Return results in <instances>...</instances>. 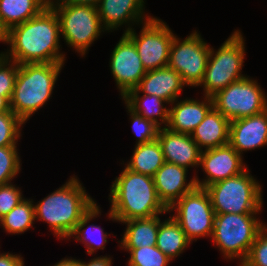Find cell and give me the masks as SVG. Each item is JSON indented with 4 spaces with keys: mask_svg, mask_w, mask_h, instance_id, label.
Returning a JSON list of instances; mask_svg holds the SVG:
<instances>
[{
    "mask_svg": "<svg viewBox=\"0 0 267 266\" xmlns=\"http://www.w3.org/2000/svg\"><path fill=\"white\" fill-rule=\"evenodd\" d=\"M164 163L162 148L156 139L136 145L130 161L125 166L131 171L153 177Z\"/></svg>",
    "mask_w": 267,
    "mask_h": 266,
    "instance_id": "cell-25",
    "label": "cell"
},
{
    "mask_svg": "<svg viewBox=\"0 0 267 266\" xmlns=\"http://www.w3.org/2000/svg\"><path fill=\"white\" fill-rule=\"evenodd\" d=\"M49 6L57 14L60 34L66 44L84 56L101 32L107 31L100 20L97 8L49 0Z\"/></svg>",
    "mask_w": 267,
    "mask_h": 266,
    "instance_id": "cell-8",
    "label": "cell"
},
{
    "mask_svg": "<svg viewBox=\"0 0 267 266\" xmlns=\"http://www.w3.org/2000/svg\"><path fill=\"white\" fill-rule=\"evenodd\" d=\"M204 100L176 99L169 108V122L167 128L183 134H191L192 131L204 120L207 113L213 108V99L204 96ZM174 104V106H173Z\"/></svg>",
    "mask_w": 267,
    "mask_h": 266,
    "instance_id": "cell-19",
    "label": "cell"
},
{
    "mask_svg": "<svg viewBox=\"0 0 267 266\" xmlns=\"http://www.w3.org/2000/svg\"><path fill=\"white\" fill-rule=\"evenodd\" d=\"M185 85L181 75L176 70L166 66L147 71L137 89L139 93L156 95L170 104L179 98Z\"/></svg>",
    "mask_w": 267,
    "mask_h": 266,
    "instance_id": "cell-20",
    "label": "cell"
},
{
    "mask_svg": "<svg viewBox=\"0 0 267 266\" xmlns=\"http://www.w3.org/2000/svg\"><path fill=\"white\" fill-rule=\"evenodd\" d=\"M257 214H216L211 239L226 259L242 264L264 223Z\"/></svg>",
    "mask_w": 267,
    "mask_h": 266,
    "instance_id": "cell-7",
    "label": "cell"
},
{
    "mask_svg": "<svg viewBox=\"0 0 267 266\" xmlns=\"http://www.w3.org/2000/svg\"><path fill=\"white\" fill-rule=\"evenodd\" d=\"M23 199L19 187L12 183L0 185V218L9 213Z\"/></svg>",
    "mask_w": 267,
    "mask_h": 266,
    "instance_id": "cell-35",
    "label": "cell"
},
{
    "mask_svg": "<svg viewBox=\"0 0 267 266\" xmlns=\"http://www.w3.org/2000/svg\"><path fill=\"white\" fill-rule=\"evenodd\" d=\"M54 266H79V259L64 258L60 262L54 264Z\"/></svg>",
    "mask_w": 267,
    "mask_h": 266,
    "instance_id": "cell-39",
    "label": "cell"
},
{
    "mask_svg": "<svg viewBox=\"0 0 267 266\" xmlns=\"http://www.w3.org/2000/svg\"><path fill=\"white\" fill-rule=\"evenodd\" d=\"M126 109L128 110L127 112L130 113L129 115L132 121L133 132L138 138L136 140V145L156 140L160 127L153 121L148 120L140 114L135 113L127 105Z\"/></svg>",
    "mask_w": 267,
    "mask_h": 266,
    "instance_id": "cell-32",
    "label": "cell"
},
{
    "mask_svg": "<svg viewBox=\"0 0 267 266\" xmlns=\"http://www.w3.org/2000/svg\"><path fill=\"white\" fill-rule=\"evenodd\" d=\"M100 207L97 205V203L81 218V220L77 223L74 231L68 238V240L71 238V236H74V239L76 241L83 242V244L87 247V253L92 255L95 252H97L98 249L104 250L107 241V235L108 233H105L103 228H100L97 225H90L87 226L88 223H90L91 220H93L95 217H99V214L101 215ZM87 226V227H86ZM86 227V228H85ZM96 250V251H95Z\"/></svg>",
    "mask_w": 267,
    "mask_h": 266,
    "instance_id": "cell-27",
    "label": "cell"
},
{
    "mask_svg": "<svg viewBox=\"0 0 267 266\" xmlns=\"http://www.w3.org/2000/svg\"><path fill=\"white\" fill-rule=\"evenodd\" d=\"M18 67V63L4 57L3 52L0 53V96L9 101L13 95Z\"/></svg>",
    "mask_w": 267,
    "mask_h": 266,
    "instance_id": "cell-33",
    "label": "cell"
},
{
    "mask_svg": "<svg viewBox=\"0 0 267 266\" xmlns=\"http://www.w3.org/2000/svg\"><path fill=\"white\" fill-rule=\"evenodd\" d=\"M60 3H71L76 5H90L96 7L100 0H58Z\"/></svg>",
    "mask_w": 267,
    "mask_h": 266,
    "instance_id": "cell-38",
    "label": "cell"
},
{
    "mask_svg": "<svg viewBox=\"0 0 267 266\" xmlns=\"http://www.w3.org/2000/svg\"><path fill=\"white\" fill-rule=\"evenodd\" d=\"M49 6V0H0V23L7 32L39 15Z\"/></svg>",
    "mask_w": 267,
    "mask_h": 266,
    "instance_id": "cell-22",
    "label": "cell"
},
{
    "mask_svg": "<svg viewBox=\"0 0 267 266\" xmlns=\"http://www.w3.org/2000/svg\"><path fill=\"white\" fill-rule=\"evenodd\" d=\"M60 23L55 11L46 7L39 15L6 32L10 49L3 56L18 64L64 63L60 53Z\"/></svg>",
    "mask_w": 267,
    "mask_h": 266,
    "instance_id": "cell-1",
    "label": "cell"
},
{
    "mask_svg": "<svg viewBox=\"0 0 267 266\" xmlns=\"http://www.w3.org/2000/svg\"><path fill=\"white\" fill-rule=\"evenodd\" d=\"M126 230L120 241L121 248L155 246L159 228V215L150 218L126 220Z\"/></svg>",
    "mask_w": 267,
    "mask_h": 266,
    "instance_id": "cell-23",
    "label": "cell"
},
{
    "mask_svg": "<svg viewBox=\"0 0 267 266\" xmlns=\"http://www.w3.org/2000/svg\"><path fill=\"white\" fill-rule=\"evenodd\" d=\"M180 41L175 35L167 66L181 75L186 86L198 87L204 78L211 47L197 31Z\"/></svg>",
    "mask_w": 267,
    "mask_h": 266,
    "instance_id": "cell-11",
    "label": "cell"
},
{
    "mask_svg": "<svg viewBox=\"0 0 267 266\" xmlns=\"http://www.w3.org/2000/svg\"><path fill=\"white\" fill-rule=\"evenodd\" d=\"M139 35L134 29L124 32L133 42L146 71L168 65L174 33L161 19L152 17L144 22Z\"/></svg>",
    "mask_w": 267,
    "mask_h": 266,
    "instance_id": "cell-12",
    "label": "cell"
},
{
    "mask_svg": "<svg viewBox=\"0 0 267 266\" xmlns=\"http://www.w3.org/2000/svg\"><path fill=\"white\" fill-rule=\"evenodd\" d=\"M240 266H267V225L264 224Z\"/></svg>",
    "mask_w": 267,
    "mask_h": 266,
    "instance_id": "cell-34",
    "label": "cell"
},
{
    "mask_svg": "<svg viewBox=\"0 0 267 266\" xmlns=\"http://www.w3.org/2000/svg\"><path fill=\"white\" fill-rule=\"evenodd\" d=\"M79 266H112V258L110 256L94 257L88 263L79 260Z\"/></svg>",
    "mask_w": 267,
    "mask_h": 266,
    "instance_id": "cell-37",
    "label": "cell"
},
{
    "mask_svg": "<svg viewBox=\"0 0 267 266\" xmlns=\"http://www.w3.org/2000/svg\"><path fill=\"white\" fill-rule=\"evenodd\" d=\"M213 107L230 121L250 117L267 109V96L249 76L231 83L212 96Z\"/></svg>",
    "mask_w": 267,
    "mask_h": 266,
    "instance_id": "cell-9",
    "label": "cell"
},
{
    "mask_svg": "<svg viewBox=\"0 0 267 266\" xmlns=\"http://www.w3.org/2000/svg\"><path fill=\"white\" fill-rule=\"evenodd\" d=\"M187 172L185 167L165 162L153 176L157 194L168 209L196 187L194 177L186 183Z\"/></svg>",
    "mask_w": 267,
    "mask_h": 266,
    "instance_id": "cell-18",
    "label": "cell"
},
{
    "mask_svg": "<svg viewBox=\"0 0 267 266\" xmlns=\"http://www.w3.org/2000/svg\"><path fill=\"white\" fill-rule=\"evenodd\" d=\"M173 210L177 214L172 217L191 243L200 237H212L216 214L205 188L195 187L183 195L168 209L169 212Z\"/></svg>",
    "mask_w": 267,
    "mask_h": 266,
    "instance_id": "cell-10",
    "label": "cell"
},
{
    "mask_svg": "<svg viewBox=\"0 0 267 266\" xmlns=\"http://www.w3.org/2000/svg\"><path fill=\"white\" fill-rule=\"evenodd\" d=\"M10 111V101L6 97L0 96V113Z\"/></svg>",
    "mask_w": 267,
    "mask_h": 266,
    "instance_id": "cell-40",
    "label": "cell"
},
{
    "mask_svg": "<svg viewBox=\"0 0 267 266\" xmlns=\"http://www.w3.org/2000/svg\"><path fill=\"white\" fill-rule=\"evenodd\" d=\"M229 133L230 120L213 107L190 136L203 151L229 144Z\"/></svg>",
    "mask_w": 267,
    "mask_h": 266,
    "instance_id": "cell-21",
    "label": "cell"
},
{
    "mask_svg": "<svg viewBox=\"0 0 267 266\" xmlns=\"http://www.w3.org/2000/svg\"><path fill=\"white\" fill-rule=\"evenodd\" d=\"M0 266H25L23 257L17 254L0 253Z\"/></svg>",
    "mask_w": 267,
    "mask_h": 266,
    "instance_id": "cell-36",
    "label": "cell"
},
{
    "mask_svg": "<svg viewBox=\"0 0 267 266\" xmlns=\"http://www.w3.org/2000/svg\"><path fill=\"white\" fill-rule=\"evenodd\" d=\"M215 214H259L263 207L262 187L248 168L239 175L205 188Z\"/></svg>",
    "mask_w": 267,
    "mask_h": 266,
    "instance_id": "cell-5",
    "label": "cell"
},
{
    "mask_svg": "<svg viewBox=\"0 0 267 266\" xmlns=\"http://www.w3.org/2000/svg\"><path fill=\"white\" fill-rule=\"evenodd\" d=\"M24 124L12 110L0 113V147L18 144Z\"/></svg>",
    "mask_w": 267,
    "mask_h": 266,
    "instance_id": "cell-31",
    "label": "cell"
},
{
    "mask_svg": "<svg viewBox=\"0 0 267 266\" xmlns=\"http://www.w3.org/2000/svg\"><path fill=\"white\" fill-rule=\"evenodd\" d=\"M0 42L6 43V31L0 23Z\"/></svg>",
    "mask_w": 267,
    "mask_h": 266,
    "instance_id": "cell-41",
    "label": "cell"
},
{
    "mask_svg": "<svg viewBox=\"0 0 267 266\" xmlns=\"http://www.w3.org/2000/svg\"><path fill=\"white\" fill-rule=\"evenodd\" d=\"M189 244H191V242L172 216L164 221H161L159 218L156 247L169 259L173 260L179 256Z\"/></svg>",
    "mask_w": 267,
    "mask_h": 266,
    "instance_id": "cell-26",
    "label": "cell"
},
{
    "mask_svg": "<svg viewBox=\"0 0 267 266\" xmlns=\"http://www.w3.org/2000/svg\"><path fill=\"white\" fill-rule=\"evenodd\" d=\"M96 204L76 176L37 202L35 220L49 224L58 239H68L81 218Z\"/></svg>",
    "mask_w": 267,
    "mask_h": 266,
    "instance_id": "cell-3",
    "label": "cell"
},
{
    "mask_svg": "<svg viewBox=\"0 0 267 266\" xmlns=\"http://www.w3.org/2000/svg\"><path fill=\"white\" fill-rule=\"evenodd\" d=\"M239 30L234 31L217 51L210 50L204 78V96L212 97L231 83L247 76L241 74L245 59V42Z\"/></svg>",
    "mask_w": 267,
    "mask_h": 266,
    "instance_id": "cell-6",
    "label": "cell"
},
{
    "mask_svg": "<svg viewBox=\"0 0 267 266\" xmlns=\"http://www.w3.org/2000/svg\"><path fill=\"white\" fill-rule=\"evenodd\" d=\"M229 144L241 156L243 151L267 145V109L250 117L230 121Z\"/></svg>",
    "mask_w": 267,
    "mask_h": 266,
    "instance_id": "cell-17",
    "label": "cell"
},
{
    "mask_svg": "<svg viewBox=\"0 0 267 266\" xmlns=\"http://www.w3.org/2000/svg\"><path fill=\"white\" fill-rule=\"evenodd\" d=\"M34 221L33 199H23L9 213L0 218V226H3L9 234H22L33 227Z\"/></svg>",
    "mask_w": 267,
    "mask_h": 266,
    "instance_id": "cell-28",
    "label": "cell"
},
{
    "mask_svg": "<svg viewBox=\"0 0 267 266\" xmlns=\"http://www.w3.org/2000/svg\"><path fill=\"white\" fill-rule=\"evenodd\" d=\"M109 66L121 98L129 91L136 89L147 72L134 42L125 33L112 51Z\"/></svg>",
    "mask_w": 267,
    "mask_h": 266,
    "instance_id": "cell-13",
    "label": "cell"
},
{
    "mask_svg": "<svg viewBox=\"0 0 267 266\" xmlns=\"http://www.w3.org/2000/svg\"><path fill=\"white\" fill-rule=\"evenodd\" d=\"M206 179L194 176L196 187L206 188L216 182L241 174L247 168L243 157L230 145L206 149L201 152L200 164Z\"/></svg>",
    "mask_w": 267,
    "mask_h": 266,
    "instance_id": "cell-14",
    "label": "cell"
},
{
    "mask_svg": "<svg viewBox=\"0 0 267 266\" xmlns=\"http://www.w3.org/2000/svg\"><path fill=\"white\" fill-rule=\"evenodd\" d=\"M139 94L137 88L129 91L122 98L125 101V105L135 113L153 121L159 127H162L160 126L161 124L167 127L169 122V108L167 109L163 104L167 102L156 95L143 94L141 97ZM158 120H160V122Z\"/></svg>",
    "mask_w": 267,
    "mask_h": 266,
    "instance_id": "cell-24",
    "label": "cell"
},
{
    "mask_svg": "<svg viewBox=\"0 0 267 266\" xmlns=\"http://www.w3.org/2000/svg\"><path fill=\"white\" fill-rule=\"evenodd\" d=\"M17 150L16 145L0 147V185L11 183L21 170Z\"/></svg>",
    "mask_w": 267,
    "mask_h": 266,
    "instance_id": "cell-30",
    "label": "cell"
},
{
    "mask_svg": "<svg viewBox=\"0 0 267 266\" xmlns=\"http://www.w3.org/2000/svg\"><path fill=\"white\" fill-rule=\"evenodd\" d=\"M122 249L130 254L128 266H167L172 261L156 245Z\"/></svg>",
    "mask_w": 267,
    "mask_h": 266,
    "instance_id": "cell-29",
    "label": "cell"
},
{
    "mask_svg": "<svg viewBox=\"0 0 267 266\" xmlns=\"http://www.w3.org/2000/svg\"><path fill=\"white\" fill-rule=\"evenodd\" d=\"M109 200L108 217L119 223L169 213L157 194L153 177L126 166L112 183Z\"/></svg>",
    "mask_w": 267,
    "mask_h": 266,
    "instance_id": "cell-2",
    "label": "cell"
},
{
    "mask_svg": "<svg viewBox=\"0 0 267 266\" xmlns=\"http://www.w3.org/2000/svg\"><path fill=\"white\" fill-rule=\"evenodd\" d=\"M157 139L161 145L165 162L185 168L199 167L202 150L189 134L160 127Z\"/></svg>",
    "mask_w": 267,
    "mask_h": 266,
    "instance_id": "cell-15",
    "label": "cell"
},
{
    "mask_svg": "<svg viewBox=\"0 0 267 266\" xmlns=\"http://www.w3.org/2000/svg\"><path fill=\"white\" fill-rule=\"evenodd\" d=\"M144 4V0H100L96 8L101 23L108 32L118 29L123 24L129 25L124 30L128 32L133 29L130 22L141 24L152 18L149 15L145 16Z\"/></svg>",
    "mask_w": 267,
    "mask_h": 266,
    "instance_id": "cell-16",
    "label": "cell"
},
{
    "mask_svg": "<svg viewBox=\"0 0 267 266\" xmlns=\"http://www.w3.org/2000/svg\"><path fill=\"white\" fill-rule=\"evenodd\" d=\"M64 63L19 64L11 110L26 123L52 97Z\"/></svg>",
    "mask_w": 267,
    "mask_h": 266,
    "instance_id": "cell-4",
    "label": "cell"
}]
</instances>
